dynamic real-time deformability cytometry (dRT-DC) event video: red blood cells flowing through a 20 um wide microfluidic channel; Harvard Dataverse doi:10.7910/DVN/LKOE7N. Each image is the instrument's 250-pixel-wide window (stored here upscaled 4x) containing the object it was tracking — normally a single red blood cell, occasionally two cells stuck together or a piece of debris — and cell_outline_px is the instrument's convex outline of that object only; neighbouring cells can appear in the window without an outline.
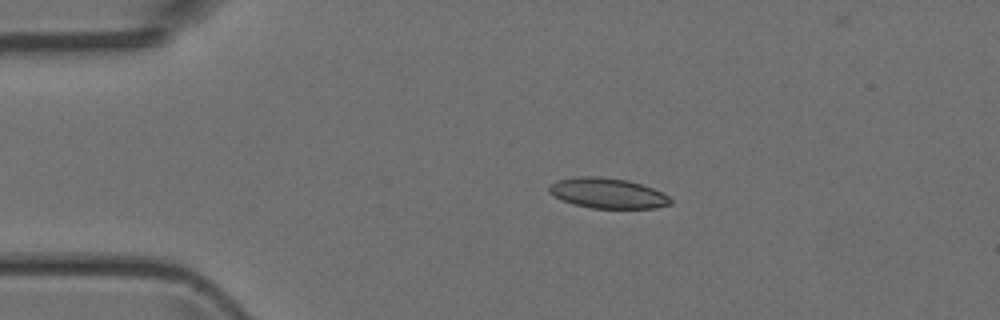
{"species": "Egyptian fruit bat (a non-hibernating species)", "species_latin": "Rousettus aegyptiacus", "temperature_condition": "room temperature", "stored_images_in_passage": 3, "camera_frame_rate_fps": 3000, "um_per_image_px": 0.085, "animal": {"sex": "female"}, "frame": {"image": 1, "passage_image": 2, "time_ms": 1.333, "image_size_px": [1000, 320], "cell_outline_px": [[672, 204], [656, 208], [592, 208], [576, 204], [564, 200], [548, 192], [548, 188], [556, 180], [580, 176], [600, 176], [628, 180], [664, 192], [672, 200]], "centroid_in_image_um": [51.69, 16.41], "position_along_channel_um": 33.3, "area_um2": 21.33}}